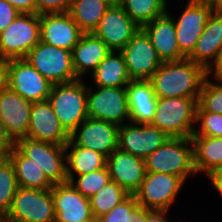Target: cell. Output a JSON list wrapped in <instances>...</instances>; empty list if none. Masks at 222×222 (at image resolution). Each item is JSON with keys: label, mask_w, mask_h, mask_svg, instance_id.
I'll return each instance as SVG.
<instances>
[{"label": "cell", "mask_w": 222, "mask_h": 222, "mask_svg": "<svg viewBox=\"0 0 222 222\" xmlns=\"http://www.w3.org/2000/svg\"><path fill=\"white\" fill-rule=\"evenodd\" d=\"M55 206V222H91L95 220L90 199L84 197L71 182L54 184L51 189Z\"/></svg>", "instance_id": "16"}, {"label": "cell", "mask_w": 222, "mask_h": 222, "mask_svg": "<svg viewBox=\"0 0 222 222\" xmlns=\"http://www.w3.org/2000/svg\"><path fill=\"white\" fill-rule=\"evenodd\" d=\"M209 6L214 13H222V0H212Z\"/></svg>", "instance_id": "47"}, {"label": "cell", "mask_w": 222, "mask_h": 222, "mask_svg": "<svg viewBox=\"0 0 222 222\" xmlns=\"http://www.w3.org/2000/svg\"><path fill=\"white\" fill-rule=\"evenodd\" d=\"M119 125L87 117L71 134L65 146H81L108 157L118 148Z\"/></svg>", "instance_id": "12"}, {"label": "cell", "mask_w": 222, "mask_h": 222, "mask_svg": "<svg viewBox=\"0 0 222 222\" xmlns=\"http://www.w3.org/2000/svg\"><path fill=\"white\" fill-rule=\"evenodd\" d=\"M199 98H157L156 111L150 124L170 138H190L195 130Z\"/></svg>", "instance_id": "2"}, {"label": "cell", "mask_w": 222, "mask_h": 222, "mask_svg": "<svg viewBox=\"0 0 222 222\" xmlns=\"http://www.w3.org/2000/svg\"><path fill=\"white\" fill-rule=\"evenodd\" d=\"M196 174L222 169V137L191 136Z\"/></svg>", "instance_id": "26"}, {"label": "cell", "mask_w": 222, "mask_h": 222, "mask_svg": "<svg viewBox=\"0 0 222 222\" xmlns=\"http://www.w3.org/2000/svg\"><path fill=\"white\" fill-rule=\"evenodd\" d=\"M19 188L15 170L8 160L0 166V217L3 219L10 210L12 200Z\"/></svg>", "instance_id": "35"}, {"label": "cell", "mask_w": 222, "mask_h": 222, "mask_svg": "<svg viewBox=\"0 0 222 222\" xmlns=\"http://www.w3.org/2000/svg\"><path fill=\"white\" fill-rule=\"evenodd\" d=\"M0 144H15V141L7 133L4 123L0 120Z\"/></svg>", "instance_id": "46"}, {"label": "cell", "mask_w": 222, "mask_h": 222, "mask_svg": "<svg viewBox=\"0 0 222 222\" xmlns=\"http://www.w3.org/2000/svg\"><path fill=\"white\" fill-rule=\"evenodd\" d=\"M121 5H111L101 18L93 34L111 51H121L140 29Z\"/></svg>", "instance_id": "15"}, {"label": "cell", "mask_w": 222, "mask_h": 222, "mask_svg": "<svg viewBox=\"0 0 222 222\" xmlns=\"http://www.w3.org/2000/svg\"><path fill=\"white\" fill-rule=\"evenodd\" d=\"M106 166L111 180L124 188L130 195H134L145 178V159L133 156L119 148L108 157Z\"/></svg>", "instance_id": "21"}, {"label": "cell", "mask_w": 222, "mask_h": 222, "mask_svg": "<svg viewBox=\"0 0 222 222\" xmlns=\"http://www.w3.org/2000/svg\"><path fill=\"white\" fill-rule=\"evenodd\" d=\"M179 18H173L176 28V37L181 53L187 58L194 50L196 43L213 14L209 5L189 3Z\"/></svg>", "instance_id": "17"}, {"label": "cell", "mask_w": 222, "mask_h": 222, "mask_svg": "<svg viewBox=\"0 0 222 222\" xmlns=\"http://www.w3.org/2000/svg\"><path fill=\"white\" fill-rule=\"evenodd\" d=\"M19 14L20 13L6 0H0V33L4 31Z\"/></svg>", "instance_id": "39"}, {"label": "cell", "mask_w": 222, "mask_h": 222, "mask_svg": "<svg viewBox=\"0 0 222 222\" xmlns=\"http://www.w3.org/2000/svg\"><path fill=\"white\" fill-rule=\"evenodd\" d=\"M129 195L130 194L124 188L111 180L95 195L89 198L94 218L97 220L102 215L110 212Z\"/></svg>", "instance_id": "32"}, {"label": "cell", "mask_w": 222, "mask_h": 222, "mask_svg": "<svg viewBox=\"0 0 222 222\" xmlns=\"http://www.w3.org/2000/svg\"><path fill=\"white\" fill-rule=\"evenodd\" d=\"M184 184L176 175L146 172L141 187L134 195L138 204L149 210L169 211Z\"/></svg>", "instance_id": "10"}, {"label": "cell", "mask_w": 222, "mask_h": 222, "mask_svg": "<svg viewBox=\"0 0 222 222\" xmlns=\"http://www.w3.org/2000/svg\"><path fill=\"white\" fill-rule=\"evenodd\" d=\"M82 34L68 12L40 14V41L48 45L72 51Z\"/></svg>", "instance_id": "19"}, {"label": "cell", "mask_w": 222, "mask_h": 222, "mask_svg": "<svg viewBox=\"0 0 222 222\" xmlns=\"http://www.w3.org/2000/svg\"><path fill=\"white\" fill-rule=\"evenodd\" d=\"M25 59L53 84L78 80L74 72L72 51L40 41Z\"/></svg>", "instance_id": "6"}, {"label": "cell", "mask_w": 222, "mask_h": 222, "mask_svg": "<svg viewBox=\"0 0 222 222\" xmlns=\"http://www.w3.org/2000/svg\"><path fill=\"white\" fill-rule=\"evenodd\" d=\"M206 70L188 58L162 62L150 81L157 98H199Z\"/></svg>", "instance_id": "1"}, {"label": "cell", "mask_w": 222, "mask_h": 222, "mask_svg": "<svg viewBox=\"0 0 222 222\" xmlns=\"http://www.w3.org/2000/svg\"><path fill=\"white\" fill-rule=\"evenodd\" d=\"M88 117L119 126L130 122L126 87H93L87 85Z\"/></svg>", "instance_id": "9"}, {"label": "cell", "mask_w": 222, "mask_h": 222, "mask_svg": "<svg viewBox=\"0 0 222 222\" xmlns=\"http://www.w3.org/2000/svg\"><path fill=\"white\" fill-rule=\"evenodd\" d=\"M71 0H36V14L69 12Z\"/></svg>", "instance_id": "38"}, {"label": "cell", "mask_w": 222, "mask_h": 222, "mask_svg": "<svg viewBox=\"0 0 222 222\" xmlns=\"http://www.w3.org/2000/svg\"><path fill=\"white\" fill-rule=\"evenodd\" d=\"M40 42V15L20 13L0 33V55L9 59L25 58Z\"/></svg>", "instance_id": "7"}, {"label": "cell", "mask_w": 222, "mask_h": 222, "mask_svg": "<svg viewBox=\"0 0 222 222\" xmlns=\"http://www.w3.org/2000/svg\"><path fill=\"white\" fill-rule=\"evenodd\" d=\"M168 213L169 211L166 210H149L146 208L145 222H168Z\"/></svg>", "instance_id": "42"}, {"label": "cell", "mask_w": 222, "mask_h": 222, "mask_svg": "<svg viewBox=\"0 0 222 222\" xmlns=\"http://www.w3.org/2000/svg\"><path fill=\"white\" fill-rule=\"evenodd\" d=\"M145 166L146 172L176 175L186 182L196 174L191 138H169L145 159Z\"/></svg>", "instance_id": "3"}, {"label": "cell", "mask_w": 222, "mask_h": 222, "mask_svg": "<svg viewBox=\"0 0 222 222\" xmlns=\"http://www.w3.org/2000/svg\"><path fill=\"white\" fill-rule=\"evenodd\" d=\"M9 160L14 167L20 187L43 190L53 188L54 184L35 161L24 156L15 146L9 152Z\"/></svg>", "instance_id": "28"}, {"label": "cell", "mask_w": 222, "mask_h": 222, "mask_svg": "<svg viewBox=\"0 0 222 222\" xmlns=\"http://www.w3.org/2000/svg\"><path fill=\"white\" fill-rule=\"evenodd\" d=\"M15 147L35 161L53 184L68 181L65 146L24 137L15 141Z\"/></svg>", "instance_id": "8"}, {"label": "cell", "mask_w": 222, "mask_h": 222, "mask_svg": "<svg viewBox=\"0 0 222 222\" xmlns=\"http://www.w3.org/2000/svg\"><path fill=\"white\" fill-rule=\"evenodd\" d=\"M171 15L167 11L164 15L142 27L162 62L178 61L186 58L178 46L176 28Z\"/></svg>", "instance_id": "22"}, {"label": "cell", "mask_w": 222, "mask_h": 222, "mask_svg": "<svg viewBox=\"0 0 222 222\" xmlns=\"http://www.w3.org/2000/svg\"><path fill=\"white\" fill-rule=\"evenodd\" d=\"M131 80H150L162 64L149 36L140 28L120 51Z\"/></svg>", "instance_id": "13"}, {"label": "cell", "mask_w": 222, "mask_h": 222, "mask_svg": "<svg viewBox=\"0 0 222 222\" xmlns=\"http://www.w3.org/2000/svg\"><path fill=\"white\" fill-rule=\"evenodd\" d=\"M188 2L209 5L212 2V0H189Z\"/></svg>", "instance_id": "48"}, {"label": "cell", "mask_w": 222, "mask_h": 222, "mask_svg": "<svg viewBox=\"0 0 222 222\" xmlns=\"http://www.w3.org/2000/svg\"><path fill=\"white\" fill-rule=\"evenodd\" d=\"M32 104L8 86L0 90V120L14 141L27 137Z\"/></svg>", "instance_id": "20"}, {"label": "cell", "mask_w": 222, "mask_h": 222, "mask_svg": "<svg viewBox=\"0 0 222 222\" xmlns=\"http://www.w3.org/2000/svg\"><path fill=\"white\" fill-rule=\"evenodd\" d=\"M130 122L150 124L153 120L157 97L150 80H131L126 86Z\"/></svg>", "instance_id": "24"}, {"label": "cell", "mask_w": 222, "mask_h": 222, "mask_svg": "<svg viewBox=\"0 0 222 222\" xmlns=\"http://www.w3.org/2000/svg\"><path fill=\"white\" fill-rule=\"evenodd\" d=\"M195 123L196 127L192 136L222 137V114L196 111Z\"/></svg>", "instance_id": "37"}, {"label": "cell", "mask_w": 222, "mask_h": 222, "mask_svg": "<svg viewBox=\"0 0 222 222\" xmlns=\"http://www.w3.org/2000/svg\"><path fill=\"white\" fill-rule=\"evenodd\" d=\"M7 86L29 102L48 100L53 83L25 58L10 59Z\"/></svg>", "instance_id": "11"}, {"label": "cell", "mask_w": 222, "mask_h": 222, "mask_svg": "<svg viewBox=\"0 0 222 222\" xmlns=\"http://www.w3.org/2000/svg\"><path fill=\"white\" fill-rule=\"evenodd\" d=\"M222 47V13H214L204 26L196 46L187 57L207 70L215 61Z\"/></svg>", "instance_id": "25"}, {"label": "cell", "mask_w": 222, "mask_h": 222, "mask_svg": "<svg viewBox=\"0 0 222 222\" xmlns=\"http://www.w3.org/2000/svg\"><path fill=\"white\" fill-rule=\"evenodd\" d=\"M68 181L84 196L91 198L102 187L111 181L107 166L88 174L78 175L77 178H68Z\"/></svg>", "instance_id": "36"}, {"label": "cell", "mask_w": 222, "mask_h": 222, "mask_svg": "<svg viewBox=\"0 0 222 222\" xmlns=\"http://www.w3.org/2000/svg\"><path fill=\"white\" fill-rule=\"evenodd\" d=\"M15 144H0V166L9 160V152Z\"/></svg>", "instance_id": "45"}, {"label": "cell", "mask_w": 222, "mask_h": 222, "mask_svg": "<svg viewBox=\"0 0 222 222\" xmlns=\"http://www.w3.org/2000/svg\"><path fill=\"white\" fill-rule=\"evenodd\" d=\"M170 137L152 124L124 123L119 127L118 148L146 159Z\"/></svg>", "instance_id": "14"}, {"label": "cell", "mask_w": 222, "mask_h": 222, "mask_svg": "<svg viewBox=\"0 0 222 222\" xmlns=\"http://www.w3.org/2000/svg\"><path fill=\"white\" fill-rule=\"evenodd\" d=\"M27 137L65 146L70 134L61 125L48 100L33 103Z\"/></svg>", "instance_id": "18"}, {"label": "cell", "mask_w": 222, "mask_h": 222, "mask_svg": "<svg viewBox=\"0 0 222 222\" xmlns=\"http://www.w3.org/2000/svg\"><path fill=\"white\" fill-rule=\"evenodd\" d=\"M55 214L51 189L19 186L3 222H55Z\"/></svg>", "instance_id": "5"}, {"label": "cell", "mask_w": 222, "mask_h": 222, "mask_svg": "<svg viewBox=\"0 0 222 222\" xmlns=\"http://www.w3.org/2000/svg\"><path fill=\"white\" fill-rule=\"evenodd\" d=\"M110 51L93 33H83L72 50L73 67L77 78L83 79L84 75H91Z\"/></svg>", "instance_id": "23"}, {"label": "cell", "mask_w": 222, "mask_h": 222, "mask_svg": "<svg viewBox=\"0 0 222 222\" xmlns=\"http://www.w3.org/2000/svg\"><path fill=\"white\" fill-rule=\"evenodd\" d=\"M9 62V58L0 55V90L7 87Z\"/></svg>", "instance_id": "43"}, {"label": "cell", "mask_w": 222, "mask_h": 222, "mask_svg": "<svg viewBox=\"0 0 222 222\" xmlns=\"http://www.w3.org/2000/svg\"><path fill=\"white\" fill-rule=\"evenodd\" d=\"M211 75V76H210ZM206 76L216 79H222V47L217 55L215 61L206 70Z\"/></svg>", "instance_id": "41"}, {"label": "cell", "mask_w": 222, "mask_h": 222, "mask_svg": "<svg viewBox=\"0 0 222 222\" xmlns=\"http://www.w3.org/2000/svg\"><path fill=\"white\" fill-rule=\"evenodd\" d=\"M146 208L138 204L135 195H129L98 222H145Z\"/></svg>", "instance_id": "33"}, {"label": "cell", "mask_w": 222, "mask_h": 222, "mask_svg": "<svg viewBox=\"0 0 222 222\" xmlns=\"http://www.w3.org/2000/svg\"><path fill=\"white\" fill-rule=\"evenodd\" d=\"M129 17L141 28L164 15L168 10L167 0H123L120 4Z\"/></svg>", "instance_id": "31"}, {"label": "cell", "mask_w": 222, "mask_h": 222, "mask_svg": "<svg viewBox=\"0 0 222 222\" xmlns=\"http://www.w3.org/2000/svg\"><path fill=\"white\" fill-rule=\"evenodd\" d=\"M48 101L69 134L88 117L87 85L83 79L53 84Z\"/></svg>", "instance_id": "4"}, {"label": "cell", "mask_w": 222, "mask_h": 222, "mask_svg": "<svg viewBox=\"0 0 222 222\" xmlns=\"http://www.w3.org/2000/svg\"><path fill=\"white\" fill-rule=\"evenodd\" d=\"M67 178L88 174L106 167L107 157L81 146H65Z\"/></svg>", "instance_id": "29"}, {"label": "cell", "mask_w": 222, "mask_h": 222, "mask_svg": "<svg viewBox=\"0 0 222 222\" xmlns=\"http://www.w3.org/2000/svg\"><path fill=\"white\" fill-rule=\"evenodd\" d=\"M19 13L36 14V0H6Z\"/></svg>", "instance_id": "40"}, {"label": "cell", "mask_w": 222, "mask_h": 222, "mask_svg": "<svg viewBox=\"0 0 222 222\" xmlns=\"http://www.w3.org/2000/svg\"><path fill=\"white\" fill-rule=\"evenodd\" d=\"M90 77L96 87H126L131 82L120 51H110Z\"/></svg>", "instance_id": "27"}, {"label": "cell", "mask_w": 222, "mask_h": 222, "mask_svg": "<svg viewBox=\"0 0 222 222\" xmlns=\"http://www.w3.org/2000/svg\"><path fill=\"white\" fill-rule=\"evenodd\" d=\"M206 177L211 181L212 186L222 197V169L214 170Z\"/></svg>", "instance_id": "44"}, {"label": "cell", "mask_w": 222, "mask_h": 222, "mask_svg": "<svg viewBox=\"0 0 222 222\" xmlns=\"http://www.w3.org/2000/svg\"><path fill=\"white\" fill-rule=\"evenodd\" d=\"M110 6L107 0H71L68 13L83 33H93Z\"/></svg>", "instance_id": "30"}, {"label": "cell", "mask_w": 222, "mask_h": 222, "mask_svg": "<svg viewBox=\"0 0 222 222\" xmlns=\"http://www.w3.org/2000/svg\"><path fill=\"white\" fill-rule=\"evenodd\" d=\"M111 5L115 4V5H120L123 0H107Z\"/></svg>", "instance_id": "49"}, {"label": "cell", "mask_w": 222, "mask_h": 222, "mask_svg": "<svg viewBox=\"0 0 222 222\" xmlns=\"http://www.w3.org/2000/svg\"><path fill=\"white\" fill-rule=\"evenodd\" d=\"M196 111L222 114V79L205 77L201 86Z\"/></svg>", "instance_id": "34"}]
</instances>
